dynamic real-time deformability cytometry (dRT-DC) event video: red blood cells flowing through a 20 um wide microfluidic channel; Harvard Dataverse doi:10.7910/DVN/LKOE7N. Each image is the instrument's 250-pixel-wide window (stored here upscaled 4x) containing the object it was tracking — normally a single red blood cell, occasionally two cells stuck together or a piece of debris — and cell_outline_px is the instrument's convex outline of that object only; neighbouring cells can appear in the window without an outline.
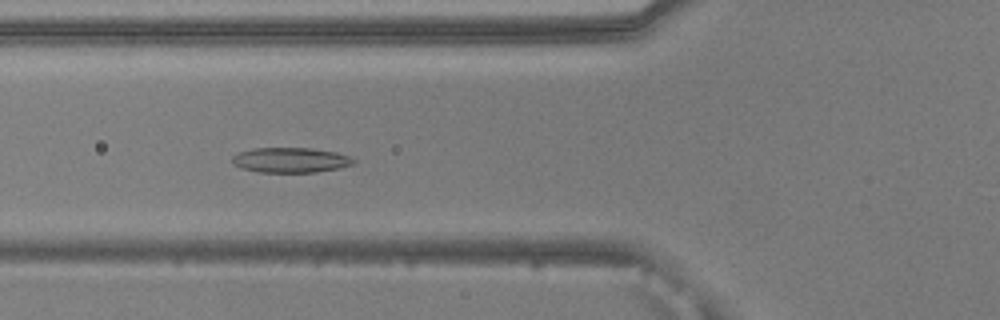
{"species": "common noctule bat (a hibernating species)", "species_latin": "Nyctalus noctula", "temperature_condition": "warm", "stored_images_in_passage": 21, "camera_frame_rate_fps": 3000, "um_per_image_px": 0.085, "animal": {"sex": "male", "body_mass_g": 20.5, "forearm_length_mm": 52.5}, "frame": {"image": 1, "passage_image": 8, "time_ms": 2.333, "image_size_px": [1000, 320], "cell_outline_px": [[356, 160], [352, 164], [340, 168], [316, 172], [256, 172], [240, 168], [232, 164], [232, 156], [240, 152], [252, 148], [312, 148], [336, 152], [348, 156]], "centroid_in_image_um": [24.66, 13.61], "position_along_channel_um": 101.1, "area_um2": 17.8}}
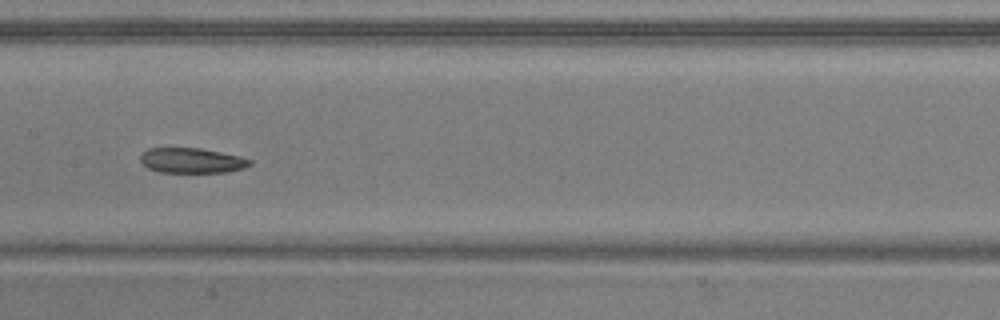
{"frame": {"image": 2, "passage_image": 15, "time_ms": 4.667, "image_size_px": [1000, 320], "cell_outline_px": [[252, 164], [244, 168], [228, 172], [160, 172], [148, 168], [140, 160], [140, 156], [148, 148], [200, 148], [240, 156], [252, 160]], "centroid_in_image_um": [16.32, 13.64], "position_along_channel_um": 191.1, "area_um2": 15.95}}
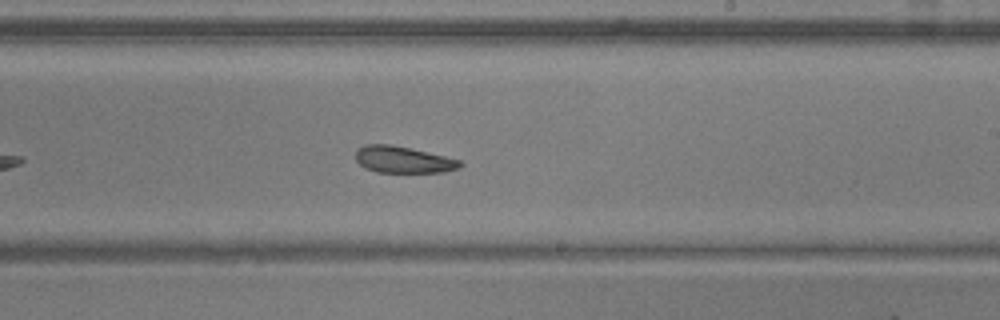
{"frame": {"image": 3, "passage_image": 20, "time_ms": 6.333, "image_size_px": [1000, 320], "cell_outline_px": [[464, 164], [460, 168], [444, 172], [376, 172], [364, 168], [356, 160], [356, 148], [364, 144], [388, 144], [408, 148], [444, 156], [460, 160]], "centroid_in_image_um": [34.24, 13.57], "position_along_channel_um": 254.8, "area_um2": 16.18}}